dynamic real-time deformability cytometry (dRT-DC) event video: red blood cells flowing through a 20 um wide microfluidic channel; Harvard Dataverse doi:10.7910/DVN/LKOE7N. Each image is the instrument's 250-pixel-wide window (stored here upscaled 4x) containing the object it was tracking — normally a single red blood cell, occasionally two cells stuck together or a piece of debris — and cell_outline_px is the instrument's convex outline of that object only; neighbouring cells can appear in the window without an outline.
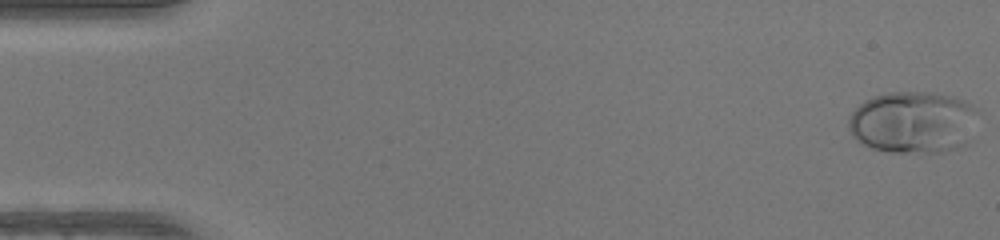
{"species": "human", "species_latin": "Homo sapiens", "temperature_condition": "warm", "stored_images_in_passage": 50, "camera_frame_rate_fps": 3000, "um_per_image_px": 0.085, "donor": {"sex": "female"}, "frame": {"image": 1, "passage_image": 1, "time_ms": 0.0, "image_size_px": [1000, 240], "cell_outline_px": [[980, 108], [964, 144], [956, 148], [944, 152], [888, 152], [872, 148], [860, 144], [852, 136], [848, 128], [848, 116], [860, 104], [876, 96], [892, 92], [932, 92], [952, 96], [964, 100]], "centroid_in_image_um": [77.58, 10.39], "position_along_channel_um": 7.4, "area_um2": 46.76}}
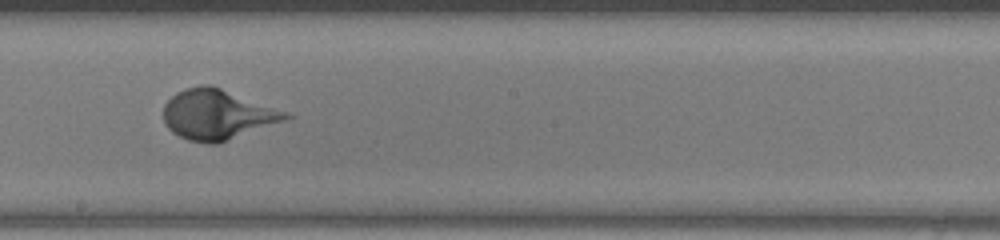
{"frame": {"image": 2, "passage_image": 28, "time_ms": 9.0, "image_size_px": [1000, 240], "cell_outline_px": [[296, 116], [216, 144], [208, 144], [188, 140], [172, 132], [164, 124], [164, 104], [176, 92], [184, 88], [200, 84], [212, 84], [292, 112]], "centroid_in_image_um": [18.51, 9.7], "position_along_channel_um": 229.7, "area_um2": 36.24}}
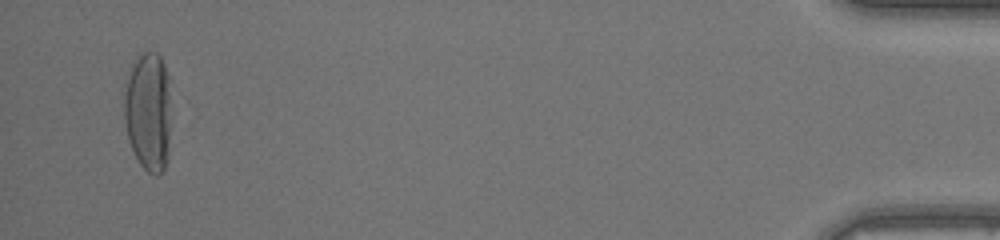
{"frame": {"image": 3, "passage_image": 48, "time_ms": 15.667, "image_size_px": [1000, 240], "cell_outline_px": [[168, 156], [164, 168], [156, 176], [148, 172], [140, 164], [128, 140], [124, 120], [124, 92], [128, 76], [132, 64], [136, 56], [140, 52], [156, 52], [160, 56], [164, 64], [168, 76]], "centroid_in_image_um": [12.56, 9.45], "position_along_channel_um": 422.6, "area_um2": 32.25}}